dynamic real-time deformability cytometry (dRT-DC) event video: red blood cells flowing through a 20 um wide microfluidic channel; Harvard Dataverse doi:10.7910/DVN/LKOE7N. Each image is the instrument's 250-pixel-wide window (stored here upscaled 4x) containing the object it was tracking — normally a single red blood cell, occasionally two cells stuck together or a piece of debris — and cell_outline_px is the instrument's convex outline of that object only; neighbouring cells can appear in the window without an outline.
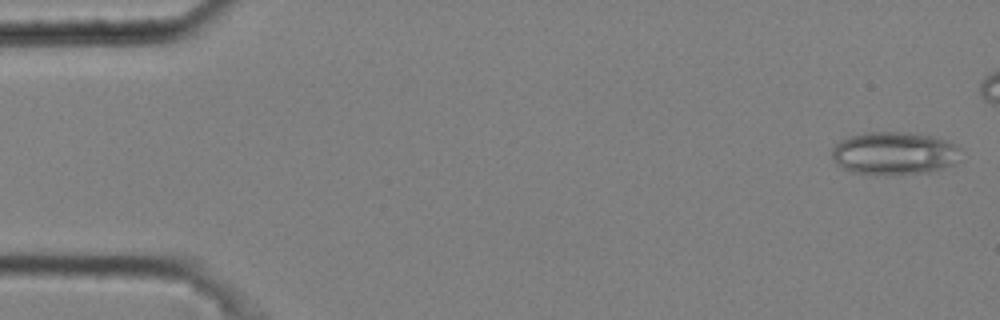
{"species": "common noctule bat (a hibernating species)", "species_latin": "Nyctalus noctula", "temperature_condition": "cold", "stored_images_in_passage": 6, "camera_frame_rate_fps": 3000, "um_per_image_px": 0.085, "animal": {"sex": "male", "body_mass_g": 20.4}, "frame": {"image": 1, "passage_image": 1, "time_ms": 0.0, "image_size_px": [1000, 320], "cell_outline_px": [[960, 148], [952, 164], [944, 168], [928, 172], [852, 172], [836, 164], [832, 156], [832, 148], [840, 140], [864, 132], [908, 132], [928, 136], [944, 140]], "centroid_in_image_um": [75.95, 12.99], "position_along_channel_um": 9.1, "area_um2": 30.92}}